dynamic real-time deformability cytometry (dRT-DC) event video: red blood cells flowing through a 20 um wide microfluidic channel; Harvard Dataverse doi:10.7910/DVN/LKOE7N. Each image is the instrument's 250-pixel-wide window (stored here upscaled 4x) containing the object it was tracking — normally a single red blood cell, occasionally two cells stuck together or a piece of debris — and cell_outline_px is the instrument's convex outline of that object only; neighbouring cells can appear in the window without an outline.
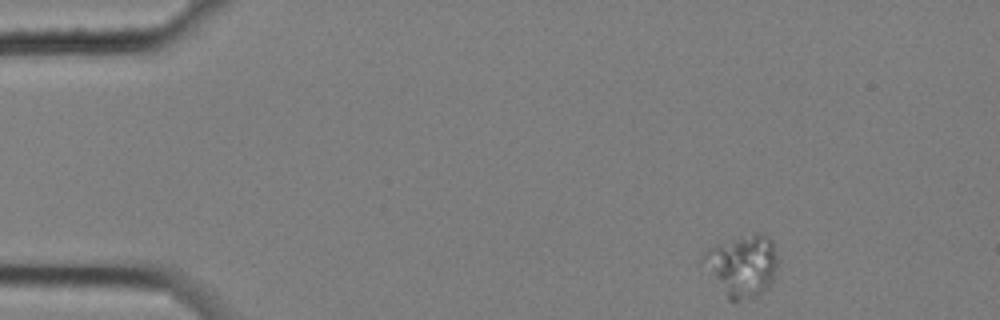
{"species": "common noctule bat (a hibernating species)", "species_latin": "Nyctalus noctula", "temperature_condition": "cold", "stored_images_in_passage": 4, "camera_frame_rate_fps": 3000, "um_per_image_px": 0.085, "animal": {"sex": "female", "body_mass_g": 25.1}, "frame": {"image": 1, "passage_image": 1, "time_ms": 0.0, "image_size_px": [1000, 320], "cell_outline_px": [[776, 268], [772, 280], [768, 288], [764, 292], [756, 296], [736, 300], [728, 300], [700, 260], [704, 252], [740, 236], [756, 232], [768, 236], [772, 240], [776, 256]], "centroid_in_image_um": [63.1, 22.58], "position_along_channel_um": 21.9, "area_um2": 26.3}}
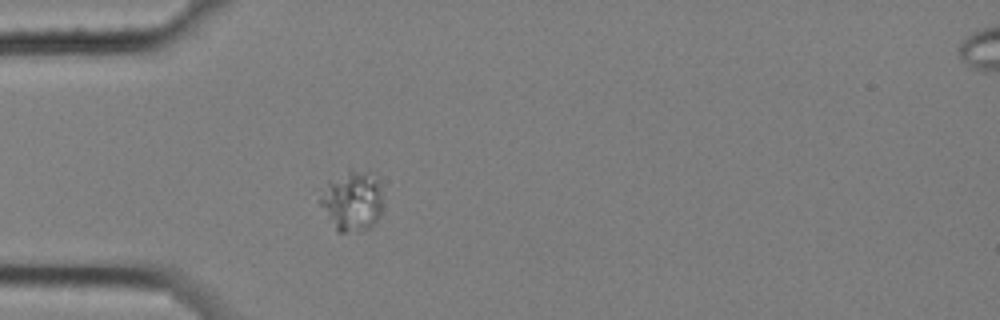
{"frame": {"image": 2, "passage_image": 4, "time_ms": 1.0, "image_size_px": [1000, 320], "cell_outline_px": [[380, 216], [368, 228], [344, 232], [336, 232], [316, 200], [328, 180], [348, 168], [368, 172], [380, 184]], "centroid_in_image_um": [29.83, 17.05], "position_along_channel_um": 55.2, "area_um2": 22.14}}